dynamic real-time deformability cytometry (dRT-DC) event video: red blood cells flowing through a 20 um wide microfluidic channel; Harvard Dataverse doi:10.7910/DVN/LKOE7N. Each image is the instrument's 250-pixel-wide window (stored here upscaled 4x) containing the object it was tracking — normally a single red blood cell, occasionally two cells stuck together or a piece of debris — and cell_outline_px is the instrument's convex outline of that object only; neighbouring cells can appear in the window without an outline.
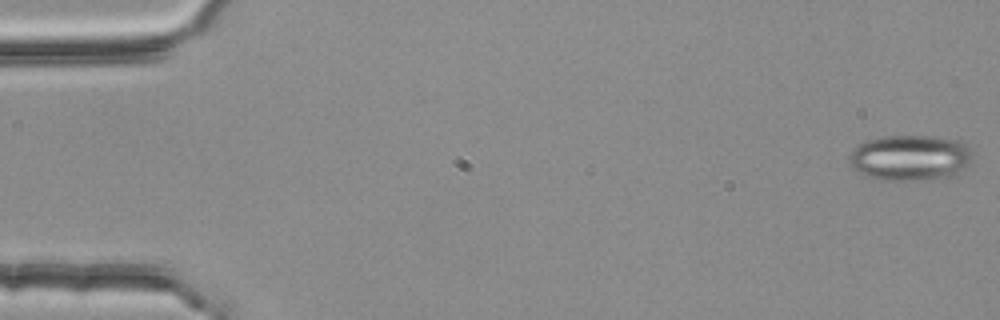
{"species": "common noctule bat (a hibernating species)", "species_latin": "Nyctalus noctula", "temperature_condition": "room temperature", "stored_images_in_passage": 54, "segment_of_instrument_passage": [1, 2], "camera_frame_rate_fps": 3000, "um_per_image_px": 0.085, "animal": {"sex": "female", "body_mass_g": 25.1}, "frame": {"image": 1, "passage_image": 1, "time_ms": 0.0, "image_size_px": [1000, 320], "cell_outline_px": [[972, 160], [956, 176], [916, 180], [880, 180], [856, 172], [848, 164], [848, 156], [852, 148], [864, 140], [884, 136], [936, 136], [956, 140], [964, 144], [968, 148]], "centroid_in_image_um": [77.29, 13.41], "position_along_channel_um": 7.7, "area_um2": 33.18}}